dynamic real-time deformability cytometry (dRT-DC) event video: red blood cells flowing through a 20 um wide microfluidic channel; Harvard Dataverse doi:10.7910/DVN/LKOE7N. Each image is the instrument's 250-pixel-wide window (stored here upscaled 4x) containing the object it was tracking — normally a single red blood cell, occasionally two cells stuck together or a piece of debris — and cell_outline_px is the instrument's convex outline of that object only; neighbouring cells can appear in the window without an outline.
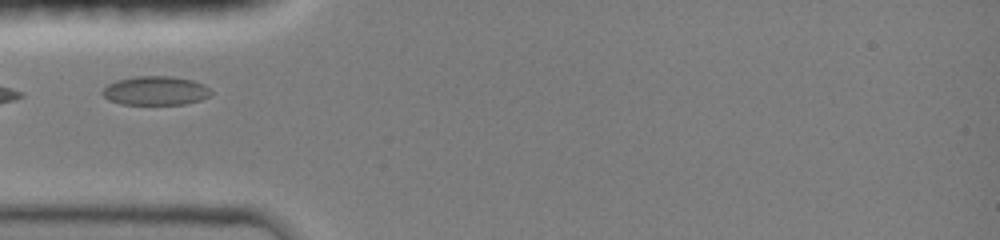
{"species": "common noctule bat (a hibernating species)", "species_latin": "Nyctalus noctula", "temperature_condition": "room temperature", "stored_images_in_passage": 10, "camera_frame_rate_fps": 3000, "um_per_image_px": 0.085, "animal": {"sex": "female", "body_mass_g": 19.0, "forearm_length_mm": 51.5}, "frame": {"image": 1, "passage_image": 1, "time_ms": 0.0, "image_size_px": [1000, 240], "cell_outline_px": [[212, 92], [208, 96], [200, 100], [184, 104], [120, 104], [108, 100], [100, 92], [108, 84], [116, 80], [136, 76], [172, 76], [192, 80], [204, 84]], "centroid_in_image_um": [13.19, 7.7], "position_along_channel_um": 71.8, "area_um2": 18.32}}